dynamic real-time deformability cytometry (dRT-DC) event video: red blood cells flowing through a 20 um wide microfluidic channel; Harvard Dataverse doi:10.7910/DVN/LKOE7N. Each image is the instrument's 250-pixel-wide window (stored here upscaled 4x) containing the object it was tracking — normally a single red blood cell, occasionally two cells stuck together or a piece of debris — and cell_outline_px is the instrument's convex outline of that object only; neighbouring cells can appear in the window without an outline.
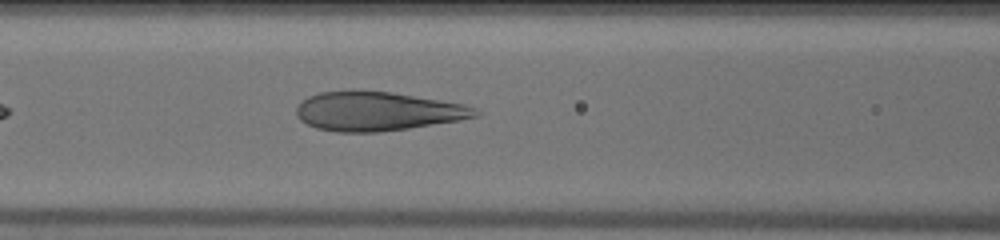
{"species": "human", "species_latin": "Homo sapiens", "temperature_condition": "warm", "stored_images_in_passage": 29, "camera_frame_rate_fps": 3000, "um_per_image_px": 0.085, "donor": {"sex": "male"}, "frame": {"image": 1, "passage_image": 8, "time_ms": 2.333, "image_size_px": [1000, 240], "cell_outline_px": [[480, 116], [460, 120], [408, 128], [376, 132], [336, 132], [316, 128], [300, 120], [296, 116], [296, 108], [308, 96], [320, 92], [392, 92], [464, 104], [476, 108], [480, 112]], "centroid_in_image_um": [32.11, 9.48], "position_along_channel_um": 134.5, "area_um2": 40.17}}
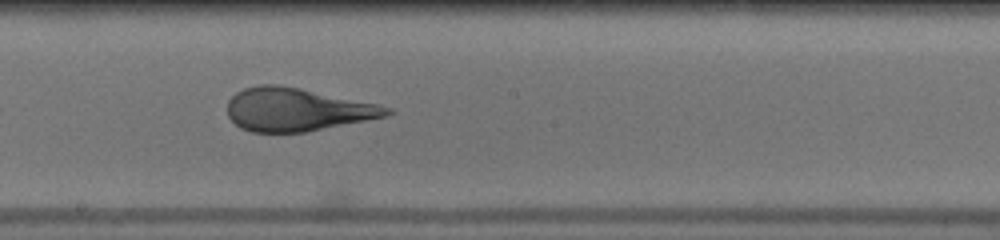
{"frame": {"image": 2, "passage_image": 14, "time_ms": 4.333, "image_size_px": [1000, 240], "cell_outline_px": [[392, 112], [388, 116], [304, 132], [252, 132], [240, 128], [228, 116], [228, 100], [236, 92], [244, 88], [256, 84], [276, 84], [300, 88], [376, 104], [392, 108]], "centroid_in_image_um": [25.2, 9.31], "position_along_channel_um": 223.0, "area_um2": 39.77}}
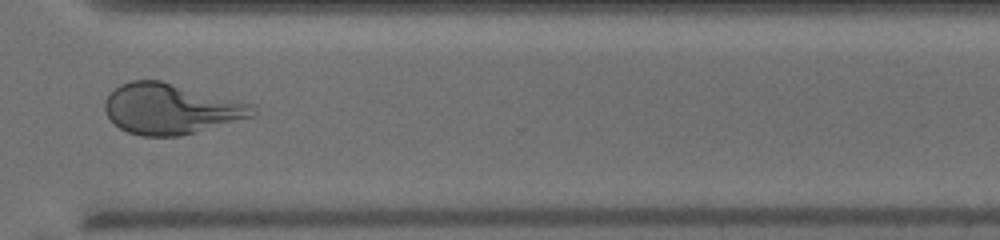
{"frame": {"image": 3, "passage_image": 23, "time_ms": 7.333, "image_size_px": [1000, 240], "cell_outline_px": [[256, 116], [180, 136], [140, 136], [128, 132], [120, 128], [108, 116], [104, 108], [104, 104], [108, 96], [120, 84], [132, 80], [160, 80], [252, 104], [256, 108]], "centroid_in_image_um": [14.53, 9.26], "position_along_channel_um": 356.1, "area_um2": 43.23}}